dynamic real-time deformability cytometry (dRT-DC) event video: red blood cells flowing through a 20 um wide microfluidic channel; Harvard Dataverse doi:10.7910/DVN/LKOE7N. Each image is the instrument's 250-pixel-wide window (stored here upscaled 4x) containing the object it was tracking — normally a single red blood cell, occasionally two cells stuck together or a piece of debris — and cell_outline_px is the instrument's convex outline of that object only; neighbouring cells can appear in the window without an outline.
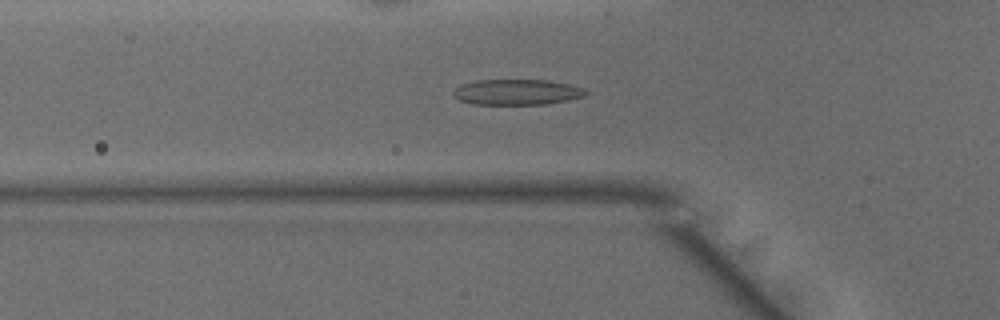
{"species": "common noctule bat (a hibernating species)", "species_latin": "Nyctalus noctula", "temperature_condition": "warm", "stored_images_in_passage": 48, "camera_frame_rate_fps": 3000, "um_per_image_px": 0.085, "animal": {"sex": "male", "body_mass_g": 15.6}, "frame": {"image": 1, "passage_image": 16, "time_ms": 5.0, "image_size_px": [1000, 320], "cell_outline_px": [[588, 92], [584, 96], [568, 100], [544, 104], [472, 104], [460, 100], [452, 96], [452, 92], [460, 84], [476, 80], [548, 80], [568, 84], [584, 88]], "centroid_in_image_um": [43.91, 7.82], "position_along_channel_um": 81.9, "area_um2": 19.77}}
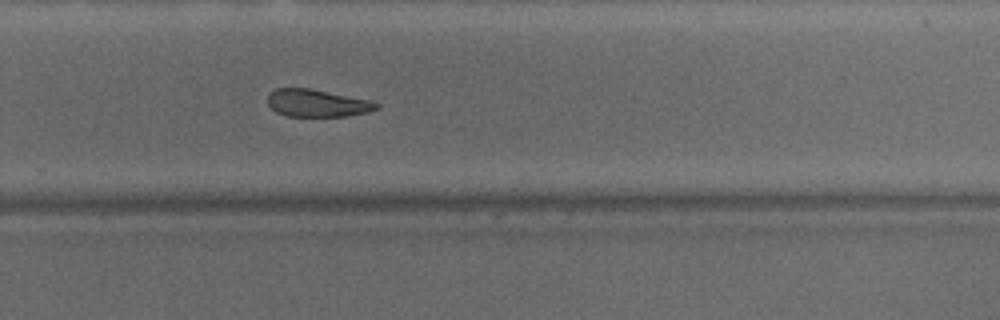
{"frame": {"image": 2, "passage_image": 32, "time_ms": 10.333, "image_size_px": [1000, 320], "cell_outline_px": [[380, 108], [368, 112], [348, 116], [288, 116], [276, 112], [268, 104], [268, 92], [276, 88], [308, 88], [368, 100], [380, 104]], "centroid_in_image_um": [26.94, 8.77], "position_along_channel_um": 302.9, "area_um2": 17.28}}
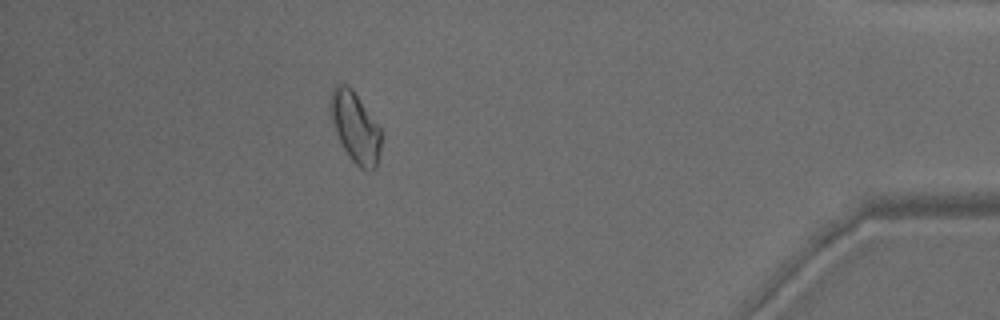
{"frame": {"image": 3, "passage_image": 43, "time_ms": 14.0, "image_size_px": [1000, 320], "cell_outline_px": [[380, 152], [376, 168], [368, 172], [360, 168], [352, 160], [344, 148], [336, 132], [328, 108], [328, 100], [332, 88], [336, 84], [348, 84], [352, 88], [380, 124]], "centroid_in_image_um": [30.19, 10.76], "position_along_channel_um": 405.0, "area_um2": 21.27}, "authors_computed_cell_mechanics": {"area_um2": 19.941, "velocity_mm_per_s": 4.137, "shape_relaxation_time_tau1_ms": null, "shape_relaxation_time_tau2_ms": 8.0843, "deformation_change_tau1": null, "deformation_change_tau2": 0.1765}}